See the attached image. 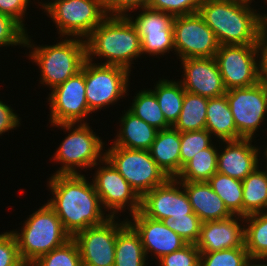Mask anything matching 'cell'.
I'll return each instance as SVG.
<instances>
[{"label":"cell","mask_w":267,"mask_h":266,"mask_svg":"<svg viewBox=\"0 0 267 266\" xmlns=\"http://www.w3.org/2000/svg\"><path fill=\"white\" fill-rule=\"evenodd\" d=\"M2 100L0 99V137L6 132L10 133V131L17 130L22 123L19 114L11 105L5 104Z\"/></svg>","instance_id":"45"},{"label":"cell","mask_w":267,"mask_h":266,"mask_svg":"<svg viewBox=\"0 0 267 266\" xmlns=\"http://www.w3.org/2000/svg\"><path fill=\"white\" fill-rule=\"evenodd\" d=\"M189 198L193 212L202 222L224 220L232 216L223 200L207 181H180Z\"/></svg>","instance_id":"21"},{"label":"cell","mask_w":267,"mask_h":266,"mask_svg":"<svg viewBox=\"0 0 267 266\" xmlns=\"http://www.w3.org/2000/svg\"><path fill=\"white\" fill-rule=\"evenodd\" d=\"M215 59L227 91L262 80L261 44L219 45Z\"/></svg>","instance_id":"10"},{"label":"cell","mask_w":267,"mask_h":266,"mask_svg":"<svg viewBox=\"0 0 267 266\" xmlns=\"http://www.w3.org/2000/svg\"><path fill=\"white\" fill-rule=\"evenodd\" d=\"M28 216L23 221L22 228L11 231L17 240L19 255L24 264L34 263L39 257L72 238L47 202Z\"/></svg>","instance_id":"6"},{"label":"cell","mask_w":267,"mask_h":266,"mask_svg":"<svg viewBox=\"0 0 267 266\" xmlns=\"http://www.w3.org/2000/svg\"><path fill=\"white\" fill-rule=\"evenodd\" d=\"M49 105V125L62 123H90L85 96L84 64L77 74L54 87L47 96Z\"/></svg>","instance_id":"13"},{"label":"cell","mask_w":267,"mask_h":266,"mask_svg":"<svg viewBox=\"0 0 267 266\" xmlns=\"http://www.w3.org/2000/svg\"><path fill=\"white\" fill-rule=\"evenodd\" d=\"M127 223V218L110 217L78 232L73 239L79 247L82 266H114L117 233Z\"/></svg>","instance_id":"15"},{"label":"cell","mask_w":267,"mask_h":266,"mask_svg":"<svg viewBox=\"0 0 267 266\" xmlns=\"http://www.w3.org/2000/svg\"><path fill=\"white\" fill-rule=\"evenodd\" d=\"M151 0H105L107 16L129 17L131 13L148 7Z\"/></svg>","instance_id":"43"},{"label":"cell","mask_w":267,"mask_h":266,"mask_svg":"<svg viewBox=\"0 0 267 266\" xmlns=\"http://www.w3.org/2000/svg\"><path fill=\"white\" fill-rule=\"evenodd\" d=\"M267 138V137H266ZM265 146V147H264ZM262 155H261V158H262V160H264V161H262L263 162V165H265V166H267V143L265 142V144H263L262 145ZM266 162V163H265ZM265 163V164H264Z\"/></svg>","instance_id":"49"},{"label":"cell","mask_w":267,"mask_h":266,"mask_svg":"<svg viewBox=\"0 0 267 266\" xmlns=\"http://www.w3.org/2000/svg\"><path fill=\"white\" fill-rule=\"evenodd\" d=\"M84 75L85 96L92 113L108 109L109 105L123 102L129 96L131 72L123 67L96 64L87 59Z\"/></svg>","instance_id":"8"},{"label":"cell","mask_w":267,"mask_h":266,"mask_svg":"<svg viewBox=\"0 0 267 266\" xmlns=\"http://www.w3.org/2000/svg\"><path fill=\"white\" fill-rule=\"evenodd\" d=\"M29 33L25 42V47L29 50L26 57L38 66L40 80L37 81L40 85L51 91L81 71L87 60L86 40L62 37V40H57L53 45H37Z\"/></svg>","instance_id":"4"},{"label":"cell","mask_w":267,"mask_h":266,"mask_svg":"<svg viewBox=\"0 0 267 266\" xmlns=\"http://www.w3.org/2000/svg\"><path fill=\"white\" fill-rule=\"evenodd\" d=\"M246 266H267L265 259H251Z\"/></svg>","instance_id":"47"},{"label":"cell","mask_w":267,"mask_h":266,"mask_svg":"<svg viewBox=\"0 0 267 266\" xmlns=\"http://www.w3.org/2000/svg\"><path fill=\"white\" fill-rule=\"evenodd\" d=\"M200 253V266H246L251 260L245 247Z\"/></svg>","instance_id":"36"},{"label":"cell","mask_w":267,"mask_h":266,"mask_svg":"<svg viewBox=\"0 0 267 266\" xmlns=\"http://www.w3.org/2000/svg\"><path fill=\"white\" fill-rule=\"evenodd\" d=\"M87 178L85 174H52L47 178L46 187L51 194L47 203L72 238L78 232L110 218L102 208L92 181Z\"/></svg>","instance_id":"1"},{"label":"cell","mask_w":267,"mask_h":266,"mask_svg":"<svg viewBox=\"0 0 267 266\" xmlns=\"http://www.w3.org/2000/svg\"><path fill=\"white\" fill-rule=\"evenodd\" d=\"M148 261L140 235L127 223L117 233L114 266H147Z\"/></svg>","instance_id":"26"},{"label":"cell","mask_w":267,"mask_h":266,"mask_svg":"<svg viewBox=\"0 0 267 266\" xmlns=\"http://www.w3.org/2000/svg\"><path fill=\"white\" fill-rule=\"evenodd\" d=\"M33 2L31 0H0V13L6 14L18 21L27 31L25 18L28 15L27 10ZM27 12V13H26Z\"/></svg>","instance_id":"44"},{"label":"cell","mask_w":267,"mask_h":266,"mask_svg":"<svg viewBox=\"0 0 267 266\" xmlns=\"http://www.w3.org/2000/svg\"><path fill=\"white\" fill-rule=\"evenodd\" d=\"M202 0H151L148 8L176 16L198 13Z\"/></svg>","instance_id":"40"},{"label":"cell","mask_w":267,"mask_h":266,"mask_svg":"<svg viewBox=\"0 0 267 266\" xmlns=\"http://www.w3.org/2000/svg\"><path fill=\"white\" fill-rule=\"evenodd\" d=\"M238 134L242 138L255 139L267 121V85L263 80L245 88H233L226 92ZM260 127V128H259ZM260 129V130H258Z\"/></svg>","instance_id":"12"},{"label":"cell","mask_w":267,"mask_h":266,"mask_svg":"<svg viewBox=\"0 0 267 266\" xmlns=\"http://www.w3.org/2000/svg\"><path fill=\"white\" fill-rule=\"evenodd\" d=\"M28 31L14 18L0 13V47L25 48ZM14 46V47H13Z\"/></svg>","instance_id":"39"},{"label":"cell","mask_w":267,"mask_h":266,"mask_svg":"<svg viewBox=\"0 0 267 266\" xmlns=\"http://www.w3.org/2000/svg\"><path fill=\"white\" fill-rule=\"evenodd\" d=\"M89 124L87 122L50 125L68 133L55 149L56 152L51 155L53 160H50L60 164L54 175L82 174V170L92 171V167L105 158L106 144Z\"/></svg>","instance_id":"5"},{"label":"cell","mask_w":267,"mask_h":266,"mask_svg":"<svg viewBox=\"0 0 267 266\" xmlns=\"http://www.w3.org/2000/svg\"><path fill=\"white\" fill-rule=\"evenodd\" d=\"M23 266H34L33 264H24Z\"/></svg>","instance_id":"53"},{"label":"cell","mask_w":267,"mask_h":266,"mask_svg":"<svg viewBox=\"0 0 267 266\" xmlns=\"http://www.w3.org/2000/svg\"><path fill=\"white\" fill-rule=\"evenodd\" d=\"M262 50V80L267 85V45H261Z\"/></svg>","instance_id":"46"},{"label":"cell","mask_w":267,"mask_h":266,"mask_svg":"<svg viewBox=\"0 0 267 266\" xmlns=\"http://www.w3.org/2000/svg\"><path fill=\"white\" fill-rule=\"evenodd\" d=\"M200 252H213L244 246V217L202 222L196 243Z\"/></svg>","instance_id":"20"},{"label":"cell","mask_w":267,"mask_h":266,"mask_svg":"<svg viewBox=\"0 0 267 266\" xmlns=\"http://www.w3.org/2000/svg\"><path fill=\"white\" fill-rule=\"evenodd\" d=\"M215 141L207 129L180 132L181 170L195 154L212 146Z\"/></svg>","instance_id":"35"},{"label":"cell","mask_w":267,"mask_h":266,"mask_svg":"<svg viewBox=\"0 0 267 266\" xmlns=\"http://www.w3.org/2000/svg\"><path fill=\"white\" fill-rule=\"evenodd\" d=\"M263 3L265 5H267V0H264ZM258 12H259V16H260L261 20L264 22L267 19V11L265 12V10H264V12L262 13L261 9H260V11H258Z\"/></svg>","instance_id":"50"},{"label":"cell","mask_w":267,"mask_h":266,"mask_svg":"<svg viewBox=\"0 0 267 266\" xmlns=\"http://www.w3.org/2000/svg\"><path fill=\"white\" fill-rule=\"evenodd\" d=\"M172 25L177 59L215 57L219 43L199 13L176 16Z\"/></svg>","instance_id":"14"},{"label":"cell","mask_w":267,"mask_h":266,"mask_svg":"<svg viewBox=\"0 0 267 266\" xmlns=\"http://www.w3.org/2000/svg\"><path fill=\"white\" fill-rule=\"evenodd\" d=\"M34 1V3L36 2V1H38L37 3H38V5L37 6H41V7H39V9H43L49 2H51V0H47V1H45L44 0V2H43V0H41V1H39V0H33Z\"/></svg>","instance_id":"51"},{"label":"cell","mask_w":267,"mask_h":266,"mask_svg":"<svg viewBox=\"0 0 267 266\" xmlns=\"http://www.w3.org/2000/svg\"><path fill=\"white\" fill-rule=\"evenodd\" d=\"M182 78L178 79L185 91L207 98L226 94L223 79L215 57L179 60Z\"/></svg>","instance_id":"19"},{"label":"cell","mask_w":267,"mask_h":266,"mask_svg":"<svg viewBox=\"0 0 267 266\" xmlns=\"http://www.w3.org/2000/svg\"><path fill=\"white\" fill-rule=\"evenodd\" d=\"M146 217L161 221L166 217L195 214L180 181L169 178L164 184L141 198V210Z\"/></svg>","instance_id":"16"},{"label":"cell","mask_w":267,"mask_h":266,"mask_svg":"<svg viewBox=\"0 0 267 266\" xmlns=\"http://www.w3.org/2000/svg\"><path fill=\"white\" fill-rule=\"evenodd\" d=\"M34 266H82L79 247L71 238L62 246L39 257Z\"/></svg>","instance_id":"34"},{"label":"cell","mask_w":267,"mask_h":266,"mask_svg":"<svg viewBox=\"0 0 267 266\" xmlns=\"http://www.w3.org/2000/svg\"><path fill=\"white\" fill-rule=\"evenodd\" d=\"M242 189L243 217L267 212V166L261 164L251 172L242 181Z\"/></svg>","instance_id":"27"},{"label":"cell","mask_w":267,"mask_h":266,"mask_svg":"<svg viewBox=\"0 0 267 266\" xmlns=\"http://www.w3.org/2000/svg\"><path fill=\"white\" fill-rule=\"evenodd\" d=\"M127 217V222L140 235L147 259L151 256L155 259L151 260L154 263L162 256L180 250L188 244L162 221L150 219L141 211Z\"/></svg>","instance_id":"17"},{"label":"cell","mask_w":267,"mask_h":266,"mask_svg":"<svg viewBox=\"0 0 267 266\" xmlns=\"http://www.w3.org/2000/svg\"><path fill=\"white\" fill-rule=\"evenodd\" d=\"M57 28V38L86 40L107 17L105 0H51L43 9Z\"/></svg>","instance_id":"7"},{"label":"cell","mask_w":267,"mask_h":266,"mask_svg":"<svg viewBox=\"0 0 267 266\" xmlns=\"http://www.w3.org/2000/svg\"><path fill=\"white\" fill-rule=\"evenodd\" d=\"M244 246L251 259L267 260V212L244 217Z\"/></svg>","instance_id":"29"},{"label":"cell","mask_w":267,"mask_h":266,"mask_svg":"<svg viewBox=\"0 0 267 266\" xmlns=\"http://www.w3.org/2000/svg\"><path fill=\"white\" fill-rule=\"evenodd\" d=\"M118 119L120 128L116 130V134L114 133L116 136L110 145L127 149H150L158 132L157 129L135 116L128 109L124 112L122 110Z\"/></svg>","instance_id":"22"},{"label":"cell","mask_w":267,"mask_h":266,"mask_svg":"<svg viewBox=\"0 0 267 266\" xmlns=\"http://www.w3.org/2000/svg\"><path fill=\"white\" fill-rule=\"evenodd\" d=\"M200 251L196 244H187L180 250L162 256L156 266H200Z\"/></svg>","instance_id":"41"},{"label":"cell","mask_w":267,"mask_h":266,"mask_svg":"<svg viewBox=\"0 0 267 266\" xmlns=\"http://www.w3.org/2000/svg\"><path fill=\"white\" fill-rule=\"evenodd\" d=\"M137 14L138 15H136V13L133 15L131 14L129 18L137 27L141 39L147 33L173 30L172 22L174 17L168 13L145 7L139 9Z\"/></svg>","instance_id":"33"},{"label":"cell","mask_w":267,"mask_h":266,"mask_svg":"<svg viewBox=\"0 0 267 266\" xmlns=\"http://www.w3.org/2000/svg\"><path fill=\"white\" fill-rule=\"evenodd\" d=\"M217 141L238 140V134L226 94L208 98L206 126Z\"/></svg>","instance_id":"24"},{"label":"cell","mask_w":267,"mask_h":266,"mask_svg":"<svg viewBox=\"0 0 267 266\" xmlns=\"http://www.w3.org/2000/svg\"><path fill=\"white\" fill-rule=\"evenodd\" d=\"M131 96L132 103L127 109L158 131L171 127L165 120L155 94L149 88H143Z\"/></svg>","instance_id":"31"},{"label":"cell","mask_w":267,"mask_h":266,"mask_svg":"<svg viewBox=\"0 0 267 266\" xmlns=\"http://www.w3.org/2000/svg\"><path fill=\"white\" fill-rule=\"evenodd\" d=\"M261 45H267V19L264 21L263 38H262Z\"/></svg>","instance_id":"48"},{"label":"cell","mask_w":267,"mask_h":266,"mask_svg":"<svg viewBox=\"0 0 267 266\" xmlns=\"http://www.w3.org/2000/svg\"><path fill=\"white\" fill-rule=\"evenodd\" d=\"M230 1H235V2H245V1H255V0H230Z\"/></svg>","instance_id":"52"},{"label":"cell","mask_w":267,"mask_h":266,"mask_svg":"<svg viewBox=\"0 0 267 266\" xmlns=\"http://www.w3.org/2000/svg\"><path fill=\"white\" fill-rule=\"evenodd\" d=\"M165 226L177 233L188 244H196L199 236L202 221L196 214L184 216H171L161 220Z\"/></svg>","instance_id":"38"},{"label":"cell","mask_w":267,"mask_h":266,"mask_svg":"<svg viewBox=\"0 0 267 266\" xmlns=\"http://www.w3.org/2000/svg\"><path fill=\"white\" fill-rule=\"evenodd\" d=\"M105 158L142 198L153 188L164 184L169 177L151 157L149 150L105 147Z\"/></svg>","instance_id":"9"},{"label":"cell","mask_w":267,"mask_h":266,"mask_svg":"<svg viewBox=\"0 0 267 266\" xmlns=\"http://www.w3.org/2000/svg\"><path fill=\"white\" fill-rule=\"evenodd\" d=\"M149 152L169 178L181 172L180 132L174 127L158 131Z\"/></svg>","instance_id":"23"},{"label":"cell","mask_w":267,"mask_h":266,"mask_svg":"<svg viewBox=\"0 0 267 266\" xmlns=\"http://www.w3.org/2000/svg\"><path fill=\"white\" fill-rule=\"evenodd\" d=\"M218 144L219 141H216L212 146L195 154L183 166L176 179L189 182L208 181L217 172Z\"/></svg>","instance_id":"28"},{"label":"cell","mask_w":267,"mask_h":266,"mask_svg":"<svg viewBox=\"0 0 267 266\" xmlns=\"http://www.w3.org/2000/svg\"><path fill=\"white\" fill-rule=\"evenodd\" d=\"M18 244L11 230L0 234V266H23Z\"/></svg>","instance_id":"42"},{"label":"cell","mask_w":267,"mask_h":266,"mask_svg":"<svg viewBox=\"0 0 267 266\" xmlns=\"http://www.w3.org/2000/svg\"><path fill=\"white\" fill-rule=\"evenodd\" d=\"M86 46L90 62L120 66L130 72L135 68L134 60L142 58L141 38L129 17L107 16L86 39Z\"/></svg>","instance_id":"3"},{"label":"cell","mask_w":267,"mask_h":266,"mask_svg":"<svg viewBox=\"0 0 267 266\" xmlns=\"http://www.w3.org/2000/svg\"><path fill=\"white\" fill-rule=\"evenodd\" d=\"M141 48L143 58L146 55L154 58H159V56L163 58L164 55H167V53L169 54L170 51L175 54L173 30L147 33L141 39Z\"/></svg>","instance_id":"37"},{"label":"cell","mask_w":267,"mask_h":266,"mask_svg":"<svg viewBox=\"0 0 267 266\" xmlns=\"http://www.w3.org/2000/svg\"><path fill=\"white\" fill-rule=\"evenodd\" d=\"M255 1L202 0L199 14L219 45L261 44L264 22ZM255 5V6H254Z\"/></svg>","instance_id":"2"},{"label":"cell","mask_w":267,"mask_h":266,"mask_svg":"<svg viewBox=\"0 0 267 266\" xmlns=\"http://www.w3.org/2000/svg\"><path fill=\"white\" fill-rule=\"evenodd\" d=\"M253 141L257 139L219 141L217 172L243 181L262 164V146Z\"/></svg>","instance_id":"18"},{"label":"cell","mask_w":267,"mask_h":266,"mask_svg":"<svg viewBox=\"0 0 267 266\" xmlns=\"http://www.w3.org/2000/svg\"><path fill=\"white\" fill-rule=\"evenodd\" d=\"M232 215L243 216L242 181L216 172L207 181Z\"/></svg>","instance_id":"32"},{"label":"cell","mask_w":267,"mask_h":266,"mask_svg":"<svg viewBox=\"0 0 267 266\" xmlns=\"http://www.w3.org/2000/svg\"><path fill=\"white\" fill-rule=\"evenodd\" d=\"M208 98L185 91L183 106L174 128L179 132L204 130Z\"/></svg>","instance_id":"30"},{"label":"cell","mask_w":267,"mask_h":266,"mask_svg":"<svg viewBox=\"0 0 267 266\" xmlns=\"http://www.w3.org/2000/svg\"><path fill=\"white\" fill-rule=\"evenodd\" d=\"M164 79L159 77V80L154 83V89H149L155 94L157 102L163 112L166 122L173 127L177 122L183 106L185 90L179 80ZM177 80V81H176Z\"/></svg>","instance_id":"25"},{"label":"cell","mask_w":267,"mask_h":266,"mask_svg":"<svg viewBox=\"0 0 267 266\" xmlns=\"http://www.w3.org/2000/svg\"><path fill=\"white\" fill-rule=\"evenodd\" d=\"M92 169H95L92 183L110 217L121 216L126 210L130 216L141 210V197L106 158Z\"/></svg>","instance_id":"11"}]
</instances>
